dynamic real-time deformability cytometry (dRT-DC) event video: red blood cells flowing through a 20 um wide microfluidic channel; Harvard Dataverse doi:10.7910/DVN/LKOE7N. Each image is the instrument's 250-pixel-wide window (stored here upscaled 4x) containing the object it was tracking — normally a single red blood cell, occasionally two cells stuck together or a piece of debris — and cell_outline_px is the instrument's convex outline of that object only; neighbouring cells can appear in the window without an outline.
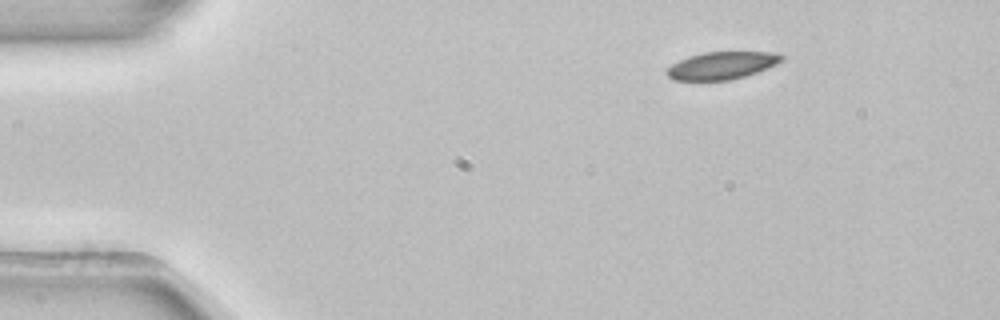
{"species": "common noctule bat (a hibernating species)", "species_latin": "Nyctalus noctula", "temperature_condition": "room temperature", "stored_images_in_passage": 46, "camera_frame_rate_fps": 3000, "um_per_image_px": 0.085, "animal": {"sex": "female", "body_mass_g": 22.7, "forearm_length_mm": 54.2}, "frame": {"image": 1, "passage_image": 1, "time_ms": 0.0, "image_size_px": [1000, 320], "cell_outline_px": [[784, 60], [776, 64], [756, 72], [744, 76], [728, 80], [672, 80], [664, 72], [672, 64], [688, 56], [704, 52], [772, 52], [784, 56]], "centroid_in_image_um": [61.33, 5.56], "position_along_channel_um": 23.7, "area_um2": 18.26}}
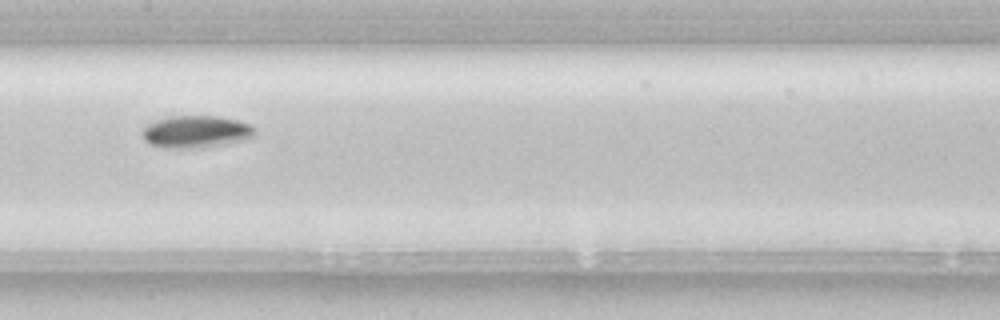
{"frame": {"image": 2, "passage_image": 20, "time_ms": 6.333, "image_size_px": [1000, 320], "cell_outline_px": [[256, 136], [248, 140], [204, 148], [164, 148], [148, 144], [144, 140], [140, 132], [148, 124], [156, 120], [172, 116], [216, 116], [236, 120], [252, 124], [256, 132]], "centroid_in_image_um": [16.69, 11.22], "position_along_channel_um": 190.7, "area_um2": 21.62}}
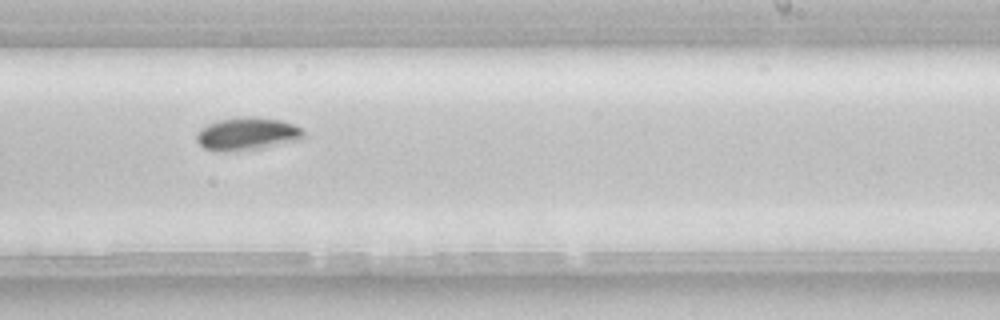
{"frame": {"image": 3, "passage_image": 26, "time_ms": 8.333, "image_size_px": [1000, 320], "cell_outline_px": [[304, 136], [300, 140], [260, 148], [228, 152], [224, 152], [204, 148], [196, 140], [196, 132], [200, 128], [208, 124], [220, 120], [244, 116], [252, 116], [280, 120], [304, 128]], "centroid_in_image_um": [21.01, 11.37], "position_along_channel_um": 268.0, "area_um2": 20.52}, "authors_computed_cell_mechanics": {"area_um2": 19.7387, "velocity_mm_per_s": 3.8793, "shape_relaxation_time_tau1_ms": 3.1603, "shape_relaxation_time_tau2_ms": null, "deformation_change_tau1": 0.0826, "deformation_change_tau2": null}}